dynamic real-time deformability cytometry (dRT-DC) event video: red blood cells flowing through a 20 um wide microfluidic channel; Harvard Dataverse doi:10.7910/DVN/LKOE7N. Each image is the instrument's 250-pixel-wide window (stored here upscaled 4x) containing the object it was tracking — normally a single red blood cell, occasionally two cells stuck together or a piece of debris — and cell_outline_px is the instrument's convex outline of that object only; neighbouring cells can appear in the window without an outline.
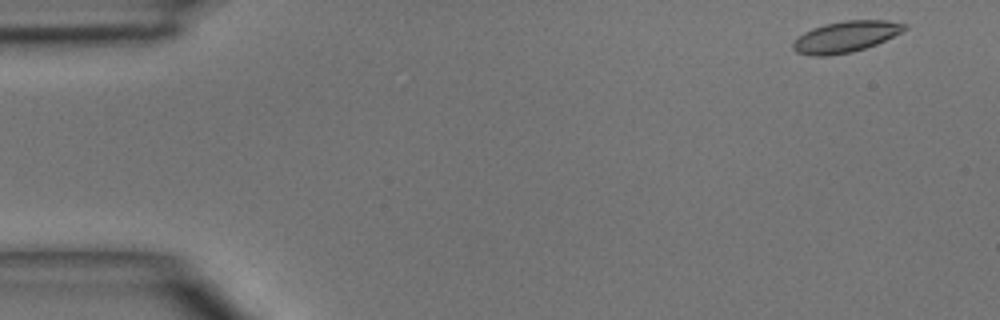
{"species": "common noctule bat (a hibernating species)", "species_latin": "Nyctalus noctula", "temperature_condition": "room temperature", "stored_images_in_passage": 4, "camera_frame_rate_fps": 3000, "um_per_image_px": 0.085, "animal": {"sex": "male", "body_mass_g": 15.6}, "frame": {"image": 1, "passage_image": 1, "time_ms": 0.0, "image_size_px": [1000, 320], "cell_outline_px": [[908, 28], [876, 44], [852, 52], [828, 56], [812, 56], [796, 52], [792, 48], [792, 44], [796, 36], [812, 28], [824, 24], [844, 20], [888, 20], [908, 24]], "centroid_in_image_um": [71.84, 3.12], "position_along_channel_um": 13.2, "area_um2": 20.35}}
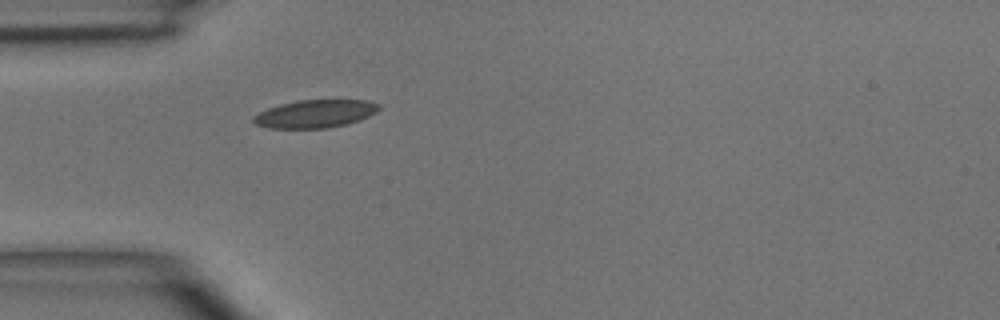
{"frame": {"image": 2, "passage_image": 4, "time_ms": 3.667, "image_size_px": [1000, 320], "cell_outline_px": [[380, 108], [376, 112], [360, 120], [348, 124], [328, 128], [268, 128], [256, 124], [252, 120], [252, 116], [268, 108], [280, 104], [296, 100], [368, 100], [380, 104]], "centroid_in_image_um": [26.8, 9.67], "position_along_channel_um": 58.2, "area_um2": 20.52}}